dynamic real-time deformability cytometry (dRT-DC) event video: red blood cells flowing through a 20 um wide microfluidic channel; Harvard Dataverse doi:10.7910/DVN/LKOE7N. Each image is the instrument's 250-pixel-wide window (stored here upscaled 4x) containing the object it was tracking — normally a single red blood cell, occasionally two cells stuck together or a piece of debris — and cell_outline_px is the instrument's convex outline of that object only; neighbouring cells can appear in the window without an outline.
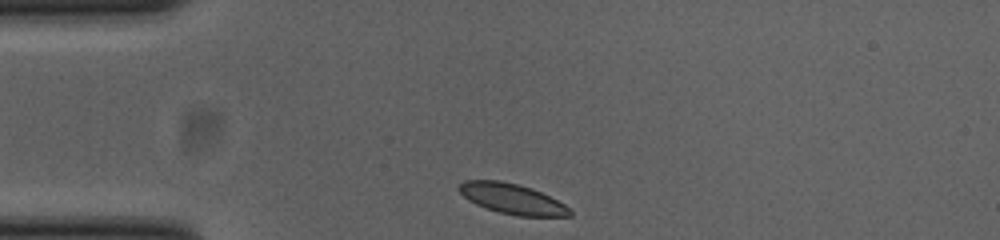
{"species": "common noctule bat (a hibernating species)", "species_latin": "Nyctalus noctula", "temperature_condition": "cold", "stored_images_in_passage": 32, "camera_frame_rate_fps": 3000, "um_per_image_px": 0.085, "animal": {"sex": "female", "body_mass_g": 23.0, "forearm_length_mm": 53.4}, "frame": {"image": 1, "passage_image": 1, "time_ms": 0.0, "image_size_px": [1000, 240], "cell_outline_px": [[572, 216], [516, 216], [500, 212], [476, 204], [468, 200], [456, 188], [464, 180], [500, 180], [532, 188], [572, 208]], "centroid_in_image_um": [43.53, 16.9], "position_along_channel_um": 41.5, "area_um2": 19.48}}
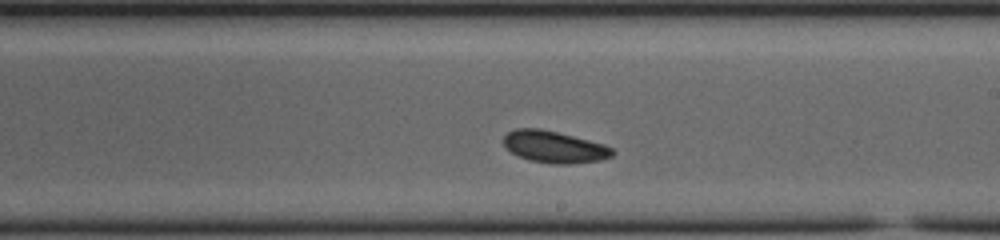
{"frame": {"image": 2, "passage_image": 19, "time_ms": 6.0, "image_size_px": [1000, 240], "cell_outline_px": [[616, 152], [612, 156], [600, 160], [568, 164], [552, 164], [528, 160], [512, 152], [504, 144], [504, 136], [508, 132], [516, 128], [540, 128], [604, 144], [612, 148]], "centroid_in_image_um": [47.13, 12.49], "position_along_channel_um": 241.9, "area_um2": 20.0}}
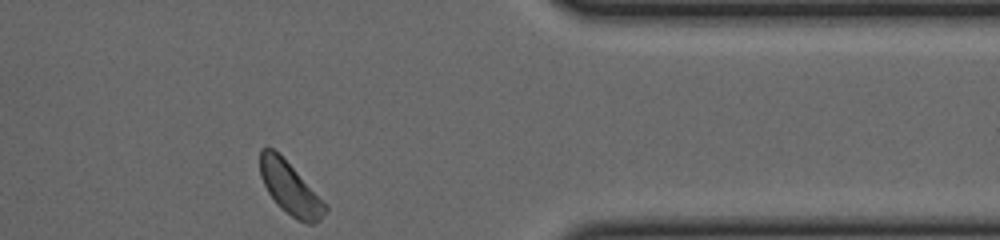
{"frame": {"image": 3, "passage_image": 32, "time_ms": 10.333, "image_size_px": [1000, 240], "cell_outline_px": [[328, 208], [320, 220], [312, 224], [308, 224], [296, 220], [280, 208], [268, 192], [260, 176], [260, 148], [272, 148], [328, 204]], "centroid_in_image_um": [24.67, 16.06], "position_along_channel_um": 386.7, "area_um2": 19.59}, "authors_computed_cell_mechanics": {"area_um2": 19.9699, "velocity_mm_per_s": 3.7755, "shape_relaxation_time_tau1_ms": null, "shape_relaxation_time_tau2_ms": 3.908, "deformation_change_tau1": null, "deformation_change_tau2": 0.0644}}